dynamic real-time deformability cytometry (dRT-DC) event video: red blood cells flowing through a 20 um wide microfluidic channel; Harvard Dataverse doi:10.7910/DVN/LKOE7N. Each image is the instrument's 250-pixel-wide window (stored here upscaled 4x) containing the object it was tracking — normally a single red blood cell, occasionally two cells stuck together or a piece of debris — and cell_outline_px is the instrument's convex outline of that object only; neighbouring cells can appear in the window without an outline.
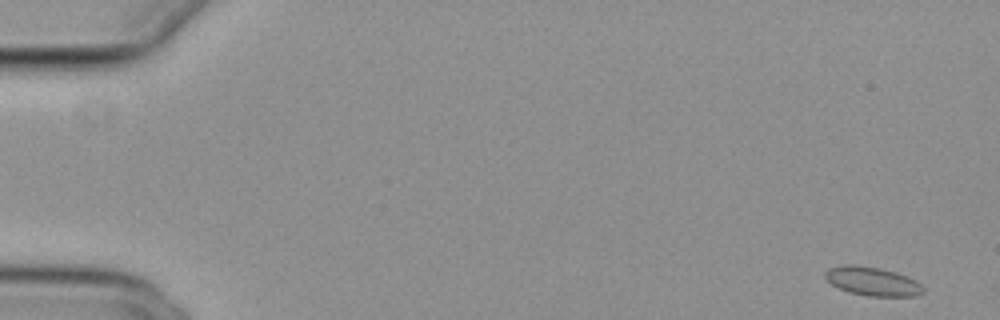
{"species": "common noctule bat (a hibernating species)", "species_latin": "Nyctalus noctula", "temperature_condition": "cold", "stored_images_in_passage": 53, "camera_frame_rate_fps": 3000, "um_per_image_px": 0.085, "animal": {"sex": "female", "body_mass_g": 29.2, "forearm_length_mm": 56.3}, "frame": {"image": 1, "passage_image": 1, "time_ms": 0.0, "image_size_px": [1000, 320], "cell_outline_px": [[924, 292], [916, 296], [868, 296], [848, 292], [832, 284], [824, 276], [824, 272], [828, 268], [840, 264], [852, 264], [880, 268], [896, 272], [916, 280], [924, 288]], "centroid_in_image_um": [74.14, 23.9], "position_along_channel_um": 10.9, "area_um2": 16.53}}
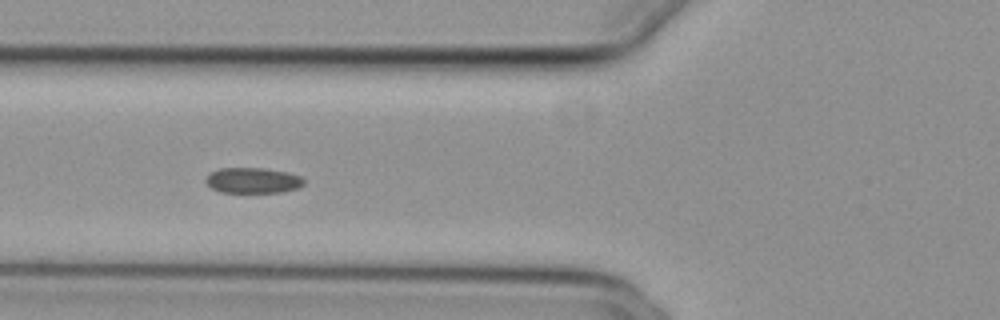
{"frame": {"image": 2, "passage_image": 20, "time_ms": 6.333, "image_size_px": [1000, 320], "cell_outline_px": [[304, 184], [300, 188], [284, 192], [220, 192], [212, 188], [204, 180], [212, 172], [220, 168], [264, 168], [288, 172], [300, 176], [304, 180]], "centroid_in_image_um": [21.53, 15.34], "position_along_channel_um": 104.3, "area_um2": 14.62}}
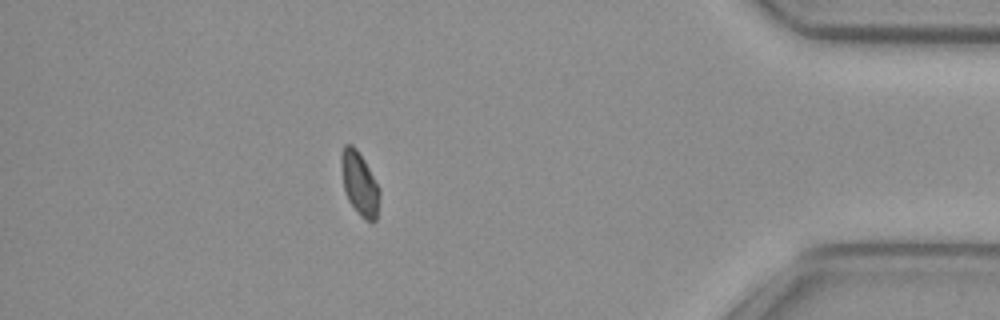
{"frame": {"image": 3, "passage_image": 47, "time_ms": 15.333, "image_size_px": [1000, 320], "cell_outline_px": [[380, 196], [376, 220], [372, 224], [364, 220], [360, 216], [348, 200], [344, 192], [340, 168], [340, 152], [344, 144], [352, 144], [356, 148], [364, 160], [380, 188]], "centroid_in_image_um": [30.54, 15.61], "position_along_channel_um": 404.7, "area_um2": 14.62}, "authors_computed_cell_mechanics": {"area_um2": 15.2592, "velocity_mm_per_s": 3.8276, "shape_relaxation_time_tau1_ms": null, "shape_relaxation_time_tau2_ms": 1.446, "deformation_change_tau1": null, "deformation_change_tau2": 0.0541}}